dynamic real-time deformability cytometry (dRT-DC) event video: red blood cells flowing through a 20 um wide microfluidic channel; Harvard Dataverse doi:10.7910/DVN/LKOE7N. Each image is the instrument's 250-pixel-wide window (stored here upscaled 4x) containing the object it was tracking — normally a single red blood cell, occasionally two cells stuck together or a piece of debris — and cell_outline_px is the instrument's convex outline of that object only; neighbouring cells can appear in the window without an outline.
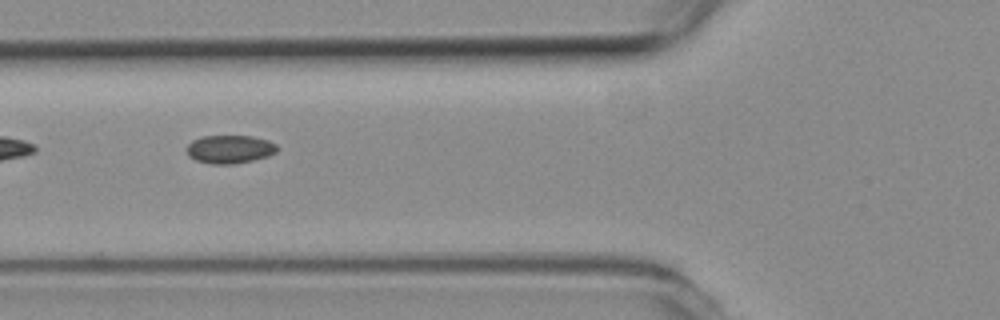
{"species": "common noctule bat (a hibernating species)", "species_latin": "Nyctalus noctula", "temperature_condition": "room temperature", "stored_images_in_passage": 9, "segment_of_instrument_passage": [2, 2], "camera_frame_rate_fps": 3000, "um_per_image_px": 0.085, "animal": {"sex": "female", "body_mass_g": 19.3, "forearm_length_mm": 54.1}, "frame": {"image": 1, "passage_image": 6, "time_ms": 1.667, "image_size_px": [1000, 320], "cell_outline_px": [[276, 152], [268, 156], [252, 160], [232, 164], [212, 164], [196, 160], [188, 156], [184, 148], [192, 140], [200, 136], [252, 136], [268, 140], [276, 144]], "centroid_in_image_um": [19.47, 12.68], "position_along_channel_um": 106.3, "area_um2": 14.97}}
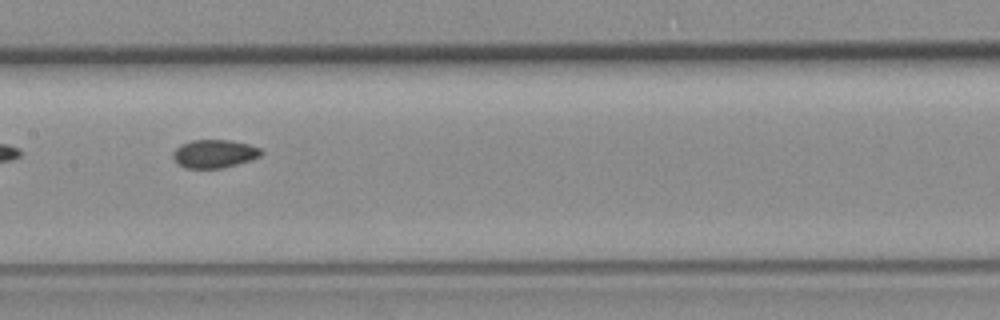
{"frame": {"image": 2, "passage_image": 8, "time_ms": 2.333, "image_size_px": [1000, 320], "cell_outline_px": [[264, 152], [260, 156], [252, 160], [224, 168], [184, 168], [172, 156], [172, 152], [180, 144], [192, 140], [232, 140], [248, 144], [260, 148]], "centroid_in_image_um": [18.24, 13.06], "position_along_channel_um": 189.2, "area_um2": 14.62}}
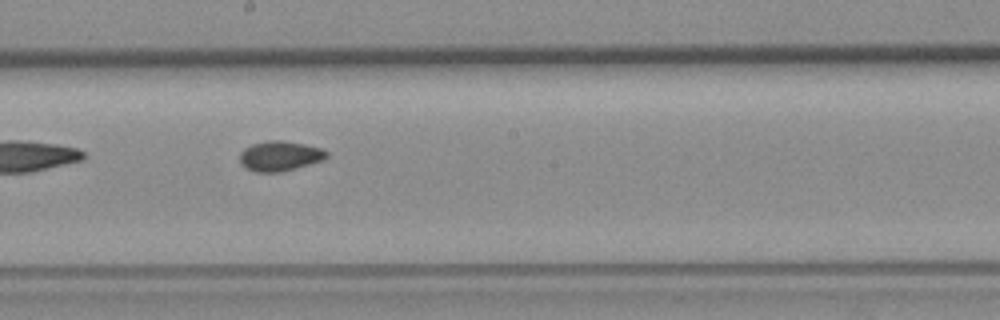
{"frame": {"image": 3, "passage_image": 9, "time_ms": 2.667, "image_size_px": [1000, 320], "cell_outline_px": [[328, 156], [324, 160], [296, 168], [280, 172], [256, 172], [244, 168], [240, 164], [240, 152], [244, 148], [252, 144], [268, 140], [284, 140], [304, 144], [320, 148], [328, 152]], "centroid_in_image_um": [23.77, 13.26], "position_along_channel_um": 224.4, "area_um2": 15.32}}